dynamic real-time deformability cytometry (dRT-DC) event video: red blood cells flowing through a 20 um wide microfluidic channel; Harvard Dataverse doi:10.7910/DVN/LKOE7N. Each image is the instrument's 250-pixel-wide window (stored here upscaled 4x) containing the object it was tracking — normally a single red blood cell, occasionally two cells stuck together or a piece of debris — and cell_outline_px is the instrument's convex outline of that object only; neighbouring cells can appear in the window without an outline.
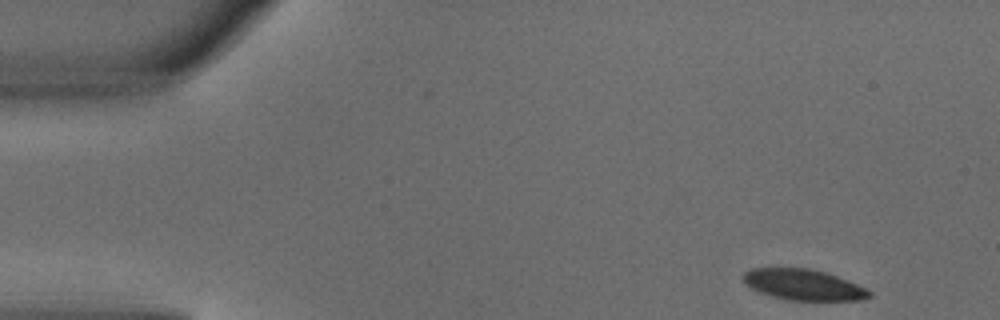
{"species": "common noctule bat (a hibernating species)", "species_latin": "Nyctalus noctula", "temperature_condition": "warm", "stored_images_in_passage": 4, "camera_frame_rate_fps": 3000, "um_per_image_px": 0.085, "animal": {"sex": "male", "body_mass_g": 18.8}, "frame": {"image": 1, "passage_image": 1, "time_ms": 0.0, "image_size_px": [1000, 320], "cell_outline_px": [[872, 296], [864, 300], [788, 300], [772, 296], [760, 292], [744, 284], [740, 276], [744, 272], [752, 268], [812, 268], [828, 272], [848, 280], [872, 292]], "centroid_in_image_um": [68.27, 24.19], "position_along_channel_um": 16.7, "area_um2": 22.89}}